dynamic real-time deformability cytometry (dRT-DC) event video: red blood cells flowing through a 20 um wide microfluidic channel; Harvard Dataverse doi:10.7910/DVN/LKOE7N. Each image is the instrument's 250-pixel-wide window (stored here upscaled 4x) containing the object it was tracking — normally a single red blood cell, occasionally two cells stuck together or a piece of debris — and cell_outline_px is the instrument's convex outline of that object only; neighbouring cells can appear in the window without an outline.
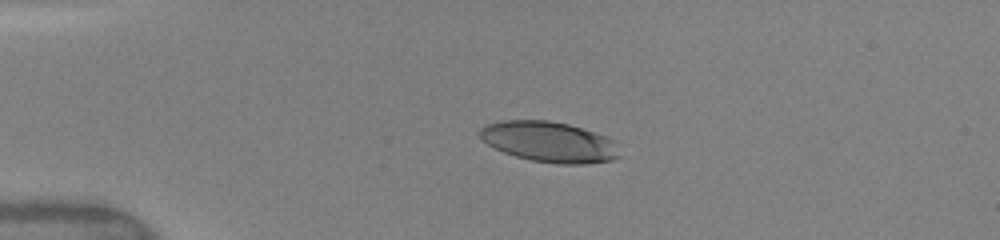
{"species": "human", "species_latin": "Homo sapiens", "temperature_condition": "warm", "stored_images_in_passage": 18, "camera_frame_rate_fps": 3000, "um_per_image_px": 0.085, "donor": {"sex": "female"}, "frame": {"image": 1, "passage_image": 1, "time_ms": 0.0, "image_size_px": [1000, 240], "cell_outline_px": [[620, 156], [612, 160], [584, 164], [560, 164], [532, 160], [516, 156], [504, 152], [488, 144], [480, 136], [480, 128], [488, 124], [504, 120], [548, 120], [568, 124], [604, 136], [612, 140]], "centroid_in_image_um": [46.67, 12.06], "position_along_channel_um": 38.3, "area_um2": 32.43}}
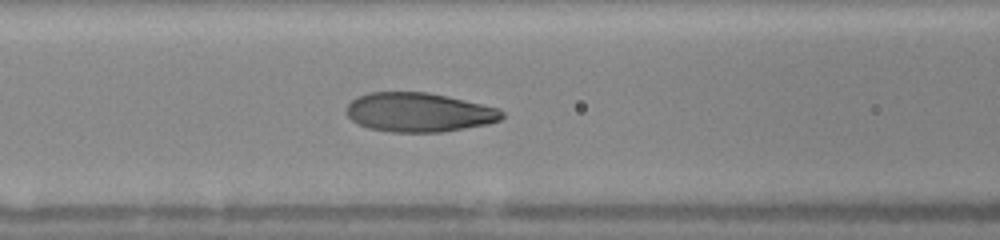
{"frame": {"image": 2, "passage_image": 8, "time_ms": 3.333, "image_size_px": [1000, 240], "cell_outline_px": [[504, 116], [500, 120], [484, 124], [464, 128], [440, 132], [388, 132], [368, 128], [352, 120], [348, 116], [348, 104], [356, 96], [368, 92], [428, 92], [448, 96], [496, 108], [504, 112]], "centroid_in_image_um": [35.57, 9.54], "position_along_channel_um": 131.0, "area_um2": 35.26}}
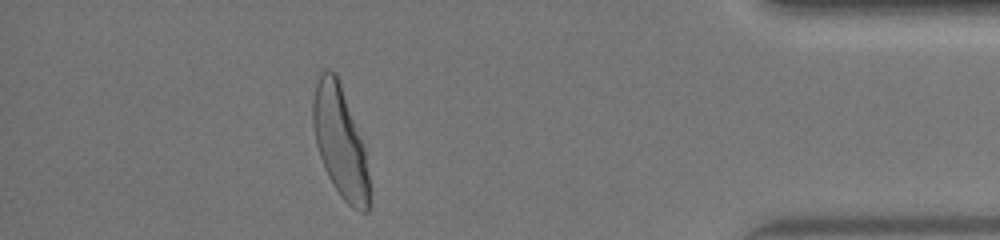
{"frame": {"image": 3, "passage_image": 17, "time_ms": 11.0, "image_size_px": [1000, 240], "cell_outline_px": [[372, 204], [368, 212], [360, 212], [352, 208], [340, 196], [332, 184], [324, 168], [316, 144], [312, 124], [312, 100], [316, 84], [320, 72], [324, 68], [328, 68], [336, 72], [364, 148]], "centroid_in_image_um": [28.9, 12.1], "position_along_channel_um": 406.3, "area_um2": 36.59}, "authors_computed_cell_mechanics": {"area_um2": 35.3158, "velocity_mm_per_s": 4.1009, "shape_relaxation_time_tau1_ms": 3.608, "shape_relaxation_time_tau2_ms": null, "deformation_change_tau1": 0.1883, "deformation_change_tau2": null}}